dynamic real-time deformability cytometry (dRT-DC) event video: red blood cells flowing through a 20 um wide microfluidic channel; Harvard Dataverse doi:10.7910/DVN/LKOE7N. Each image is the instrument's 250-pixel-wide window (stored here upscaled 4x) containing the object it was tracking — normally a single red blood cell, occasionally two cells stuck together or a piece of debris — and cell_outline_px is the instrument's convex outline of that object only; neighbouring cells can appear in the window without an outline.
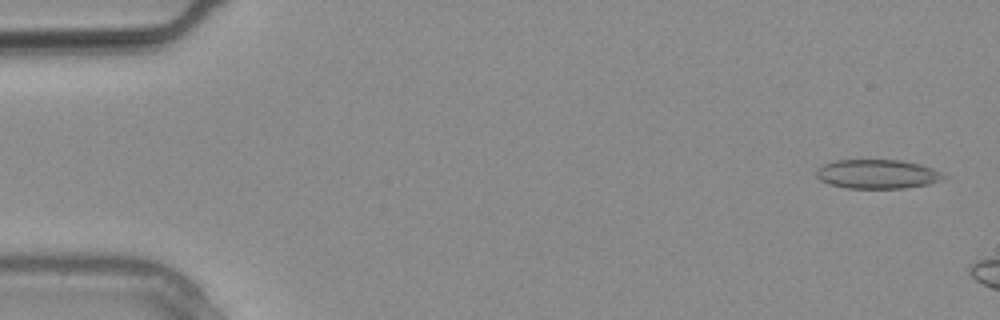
{"species": "common noctule bat (a hibernating species)", "species_latin": "Nyctalus noctula", "temperature_condition": "warm", "stored_images_in_passage": 4, "camera_frame_rate_fps": 3000, "um_per_image_px": 0.085, "animal": {"sex": "male", "body_mass_g": 20.4}, "frame": {"image": 1, "passage_image": 1, "time_ms": 0.0, "image_size_px": [1000, 320], "cell_outline_px": [[948, 176], [940, 180], [928, 184], [904, 188], [848, 188], [832, 184], [820, 180], [816, 176], [816, 168], [824, 164], [836, 160], [900, 160], [920, 164], [932, 168]], "centroid_in_image_um": [74.57, 14.79], "position_along_channel_um": 10.4, "area_um2": 21.5}}